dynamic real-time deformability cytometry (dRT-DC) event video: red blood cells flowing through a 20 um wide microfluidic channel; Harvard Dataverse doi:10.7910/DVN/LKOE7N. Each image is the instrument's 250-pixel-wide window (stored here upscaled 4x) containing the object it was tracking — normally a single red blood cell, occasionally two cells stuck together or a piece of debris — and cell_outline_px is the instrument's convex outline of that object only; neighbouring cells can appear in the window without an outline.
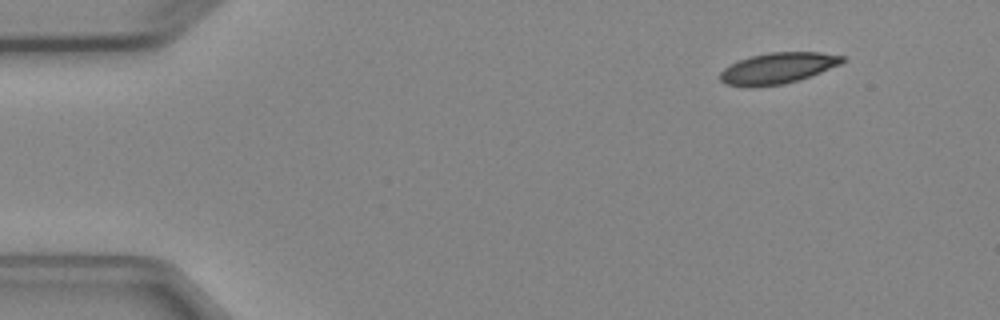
{"species": "Egyptian fruit bat (a non-hibernating species)", "species_latin": "Rousettus aegyptiacus", "temperature_condition": "cold", "stored_images_in_passage": 7, "camera_frame_rate_fps": 3000, "um_per_image_px": 0.085, "animal": {"sex": "female"}, "frame": {"image": 1, "passage_image": 1, "time_ms": 0.0, "image_size_px": [1000, 320], "cell_outline_px": [[848, 60], [840, 64], [820, 72], [796, 80], [780, 84], [748, 88], [724, 84], [720, 80], [720, 72], [724, 68], [740, 60], [752, 56], [768, 52], [820, 52], [848, 56]], "centroid_in_image_um": [66.12, 5.79], "position_along_channel_um": 18.9, "area_um2": 22.08}}
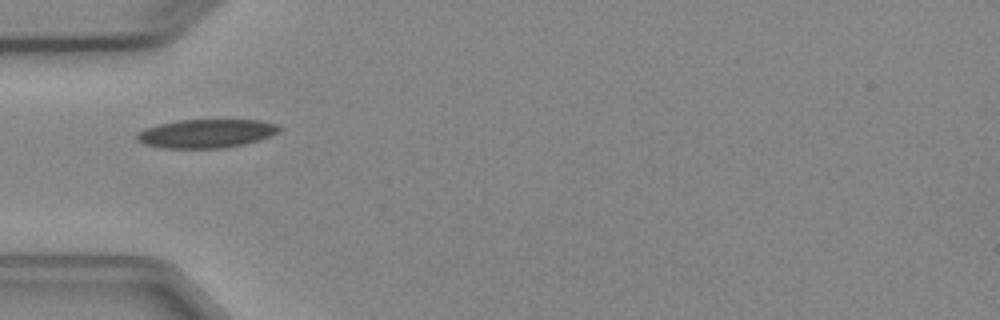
{"frame": {"image": 2, "passage_image": 4, "time_ms": 3.667, "image_size_px": [1000, 320], "cell_outline_px": [[280, 132], [260, 140], [244, 144], [224, 148], [160, 148], [144, 144], [136, 140], [136, 132], [144, 128], [160, 124], [180, 120], [260, 120], [280, 124]], "centroid_in_image_um": [17.54, 11.35], "position_along_channel_um": 67.5, "area_um2": 23.99}}